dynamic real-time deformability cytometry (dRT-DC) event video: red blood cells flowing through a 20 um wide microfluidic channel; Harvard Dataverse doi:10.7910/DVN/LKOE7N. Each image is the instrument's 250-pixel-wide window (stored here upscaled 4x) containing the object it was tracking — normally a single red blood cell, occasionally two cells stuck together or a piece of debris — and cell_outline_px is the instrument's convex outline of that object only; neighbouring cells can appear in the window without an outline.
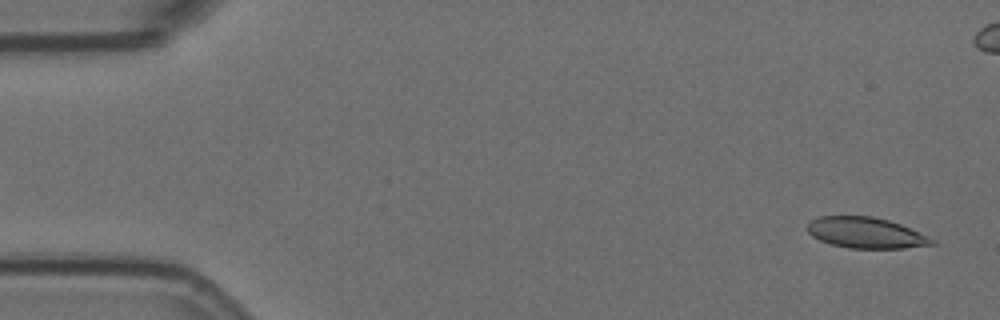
{"species": "Egyptian fruit bat (a non-hibernating species)", "species_latin": "Rousettus aegyptiacus", "temperature_condition": "room temperature", "stored_images_in_passage": 4, "camera_frame_rate_fps": 3000, "um_per_image_px": 0.085, "animal": {"sex": "female"}, "frame": {"image": 1, "passage_image": 1, "time_ms": 0.0, "image_size_px": [1000, 320], "cell_outline_px": [[936, 244], [904, 248], [848, 248], [832, 244], [820, 240], [812, 236], [808, 232], [808, 220], [820, 216], [872, 216], [888, 220], [900, 224], [936, 240]], "centroid_in_image_um": [73.58, 19.78], "position_along_channel_um": 11.4, "area_um2": 22.31}}